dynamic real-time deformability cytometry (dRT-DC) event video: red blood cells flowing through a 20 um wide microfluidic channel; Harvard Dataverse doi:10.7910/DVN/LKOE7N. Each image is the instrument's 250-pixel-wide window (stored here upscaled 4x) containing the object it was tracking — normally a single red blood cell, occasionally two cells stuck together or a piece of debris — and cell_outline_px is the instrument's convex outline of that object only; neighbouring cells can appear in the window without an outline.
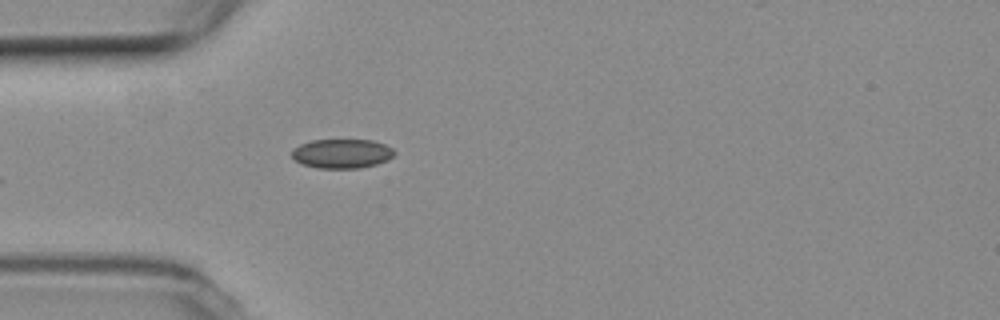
{"species": "common noctule bat (a hibernating species)", "species_latin": "Nyctalus noctula", "temperature_condition": "room temperature", "stored_images_in_passage": 1, "camera_frame_rate_fps": 3000, "um_per_image_px": 0.085, "animal": {"sex": "female", "body_mass_g": 19.3, "forearm_length_mm": 54.1}, "frame": {"image": 1, "passage_image": 1, "time_ms": 0.0, "image_size_px": [1000, 320], "cell_outline_px": [[396, 152], [388, 160], [376, 164], [360, 168], [316, 168], [300, 164], [292, 156], [292, 148], [300, 144], [312, 140], [372, 140], [384, 144], [392, 148]], "centroid_in_image_um": [29.04, 13.06], "position_along_channel_um": 56.0, "area_um2": 17.57}}